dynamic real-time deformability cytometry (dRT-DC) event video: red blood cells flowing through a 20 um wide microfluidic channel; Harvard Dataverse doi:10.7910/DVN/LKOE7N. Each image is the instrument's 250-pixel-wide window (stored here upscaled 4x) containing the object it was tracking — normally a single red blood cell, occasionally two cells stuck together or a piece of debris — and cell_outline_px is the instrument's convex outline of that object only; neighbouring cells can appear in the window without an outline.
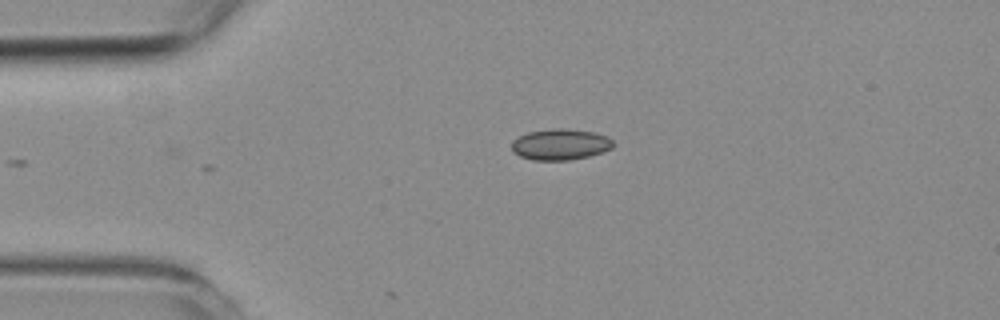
{"species": "common noctule bat (a hibernating species)", "species_latin": "Nyctalus noctula", "temperature_condition": "room temperature", "stored_images_in_passage": 3, "camera_frame_rate_fps": 3000, "um_per_image_px": 0.085, "animal": {"sex": "female", "body_mass_g": 19.3, "forearm_length_mm": 54.1}, "frame": {"image": 1, "passage_image": 1, "time_ms": 0.0, "image_size_px": [1000, 320], "cell_outline_px": [[612, 148], [604, 152], [588, 156], [568, 160], [532, 160], [520, 156], [512, 152], [512, 140], [528, 132], [552, 128], [564, 128], [592, 132], [604, 136], [612, 140]], "centroid_in_image_um": [47.59, 12.28], "position_along_channel_um": 37.4, "area_um2": 18.26}}